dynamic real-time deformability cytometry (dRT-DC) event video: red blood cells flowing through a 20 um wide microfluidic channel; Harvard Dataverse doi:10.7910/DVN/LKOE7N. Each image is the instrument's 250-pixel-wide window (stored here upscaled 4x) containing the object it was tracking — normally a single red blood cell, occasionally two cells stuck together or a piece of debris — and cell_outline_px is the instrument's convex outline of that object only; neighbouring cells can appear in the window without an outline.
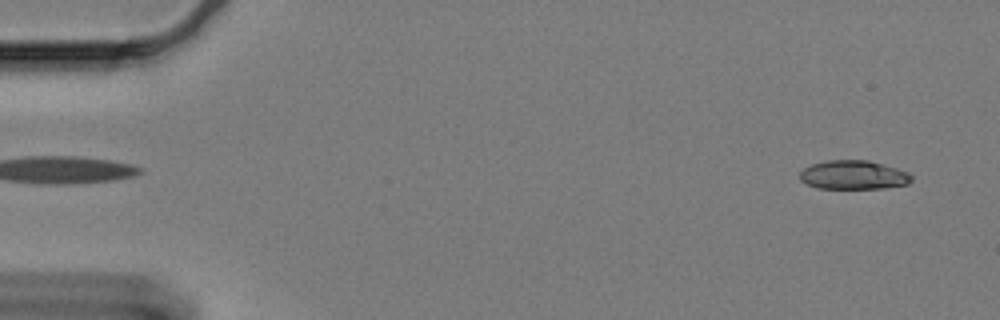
{"species": "Egyptian fruit bat (a non-hibernating species)", "species_latin": "Rousettus aegyptiacus", "temperature_condition": "cold", "stored_images_in_passage": 60, "camera_frame_rate_fps": 3000, "um_per_image_px": 0.085, "animal": {"sex": "female"}, "frame": {"image": 1, "passage_image": 3, "time_ms": 0.667, "image_size_px": [1000, 320], "cell_outline_px": [[912, 180], [908, 184], [884, 188], [820, 188], [808, 184], [800, 180], [800, 172], [804, 168], [812, 164], [828, 160], [868, 160], [896, 168], [908, 172], [912, 176]], "centroid_in_image_um": [72.56, 14.87], "position_along_channel_um": 12.4, "area_um2": 18.67}}
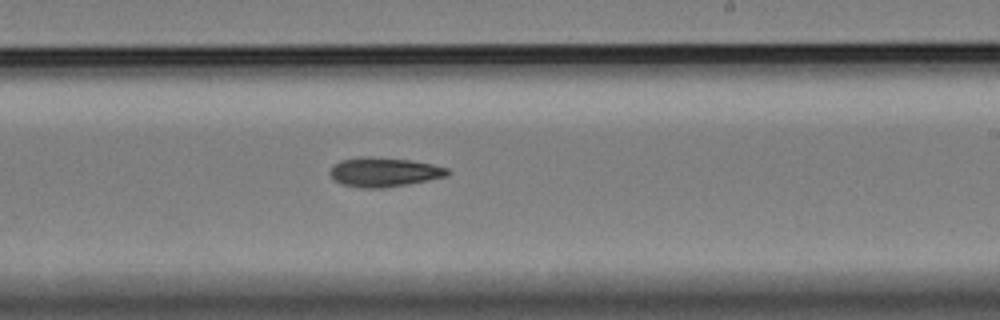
{"frame": {"image": 2, "passage_image": 36, "time_ms": 11.667, "image_size_px": [1000, 320], "cell_outline_px": [[452, 172], [448, 176], [408, 184], [384, 188], [360, 188], [340, 184], [328, 172], [340, 160], [360, 156], [368, 156], [408, 160], [432, 164], [448, 168]], "centroid_in_image_um": [32.65, 14.63], "position_along_channel_um": 256.3, "area_um2": 20.11}}
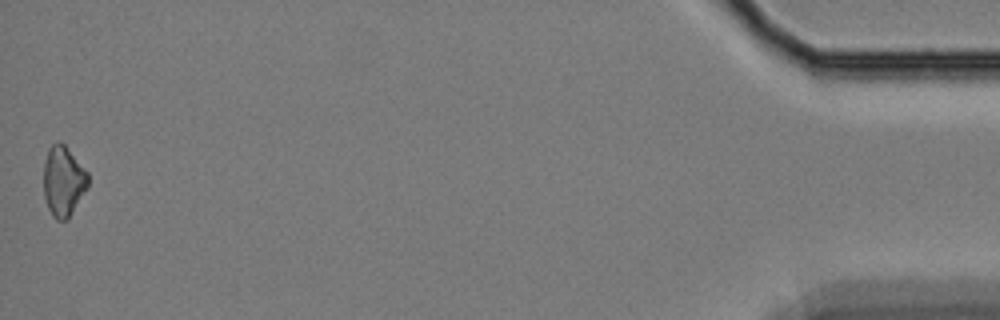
{"frame": {"image": 3, "passage_image": 60, "time_ms": 19.667, "image_size_px": [1000, 320], "cell_outline_px": [[88, 188], [68, 220], [56, 220], [52, 216], [48, 208], [44, 196], [44, 164], [48, 148], [52, 144], [64, 144], [88, 172]], "centroid_in_image_um": [5.39, 15.44], "position_along_channel_um": 429.8, "area_um2": 18.21}}